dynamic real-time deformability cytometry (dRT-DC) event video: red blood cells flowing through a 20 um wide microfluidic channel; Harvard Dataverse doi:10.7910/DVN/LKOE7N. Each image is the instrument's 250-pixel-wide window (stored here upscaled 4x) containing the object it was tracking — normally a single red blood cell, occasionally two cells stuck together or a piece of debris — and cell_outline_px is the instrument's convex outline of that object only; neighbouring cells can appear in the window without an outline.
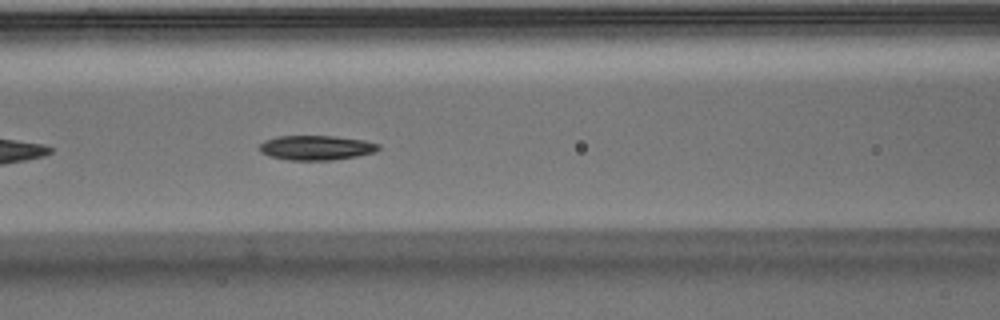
{"species": "Egyptian fruit bat (a non-hibernating species)", "species_latin": "Rousettus aegyptiacus", "temperature_condition": "warm", "stored_images_in_passage": 38, "camera_frame_rate_fps": 3000, "um_per_image_px": 0.085, "animal": {"sex": "male"}, "frame": {"image": 1, "passage_image": 8, "time_ms": 2.333, "image_size_px": [1000, 320], "cell_outline_px": [[380, 148], [376, 152], [356, 156], [332, 160], [288, 160], [268, 156], [260, 152], [260, 144], [264, 140], [276, 136], [336, 136], [364, 140], [380, 144]], "centroid_in_image_um": [26.87, 12.55], "position_along_channel_um": 139.7, "area_um2": 17.22}}
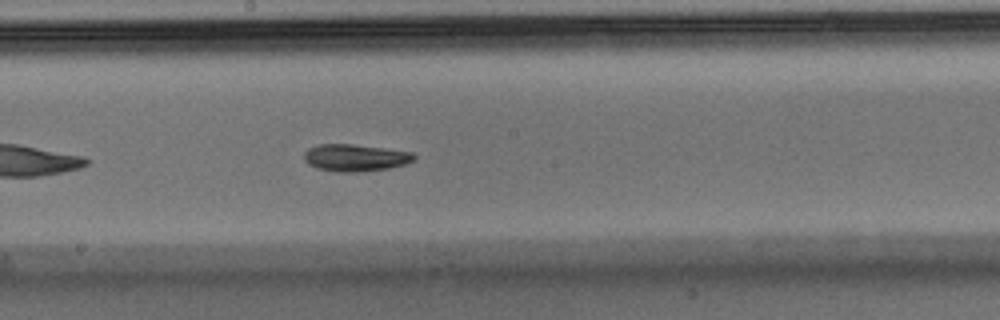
{"frame": {"image": 2, "passage_image": 14, "time_ms": 4.333, "image_size_px": [1000, 320], "cell_outline_px": [[416, 160], [404, 164], [388, 168], [364, 172], [336, 172], [316, 168], [308, 164], [304, 160], [304, 152], [308, 148], [316, 144], [352, 144], [384, 148], [412, 152], [416, 156]], "centroid_in_image_um": [30.18, 13.41], "position_along_channel_um": 218.0, "area_um2": 17.57}}
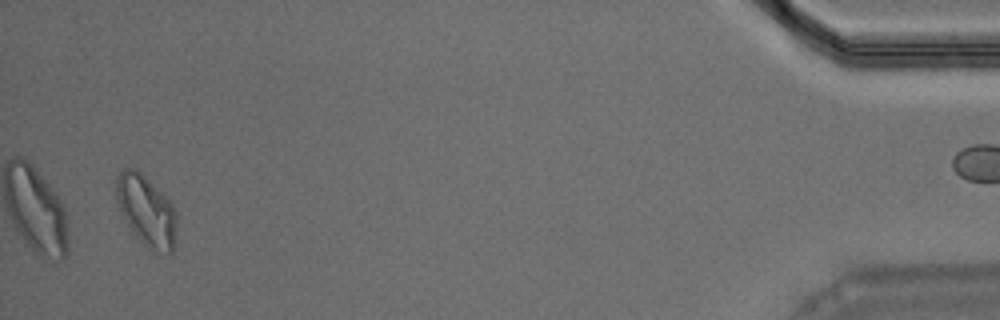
{"frame": {"image": 3, "passage_image": 36, "time_ms": 11.667, "image_size_px": [1000, 320], "cell_outline_px": [[176, 240], [172, 252], [168, 252], [148, 248], [132, 232], [120, 212], [116, 200], [116, 176], [124, 168], [136, 168], [172, 204], [176, 212]], "centroid_in_image_um": [12.42, 17.9], "position_along_channel_um": 422.8, "area_um2": 24.57}, "authors_computed_cell_mechanics": {"area_um2": 17.4267, "velocity_mm_per_s": 3.9133, "shape_relaxation_time_tau1_ms": 3.0405, "shape_relaxation_time_tau2_ms": 6.795, "deformation_change_tau1": 0.1527, "deformation_change_tau2": 0.137}}